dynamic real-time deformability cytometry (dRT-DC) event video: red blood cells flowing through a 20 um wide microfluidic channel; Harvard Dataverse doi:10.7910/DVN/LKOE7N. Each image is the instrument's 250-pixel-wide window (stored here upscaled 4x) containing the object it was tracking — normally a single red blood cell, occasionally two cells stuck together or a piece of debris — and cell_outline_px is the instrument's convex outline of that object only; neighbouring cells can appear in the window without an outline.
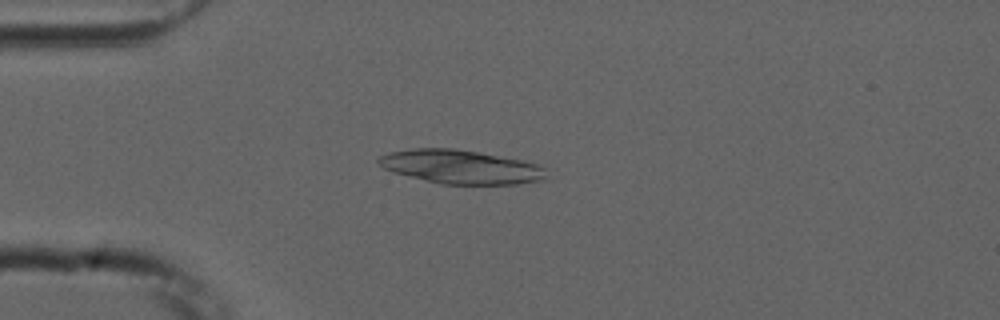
{"species": "common noctule bat (a hibernating species)", "species_latin": "Nyctalus noctula", "temperature_condition": "cold", "stored_images_in_passage": 53, "camera_frame_rate_fps": 3000, "um_per_image_px": 0.085, "animal": {"sex": "male", "forearm_length_mm": 52.5}, "frame": {"image": 1, "passage_image": 13, "time_ms": 4.0, "image_size_px": [1000, 320], "cell_outline_px": [[548, 176], [544, 180], [520, 184], [440, 184], [396, 172], [384, 168], [376, 160], [380, 156], [388, 152], [412, 148], [452, 148], [524, 160], [548, 168]], "centroid_in_image_um": [39.24, 14.18], "position_along_channel_um": 45.8, "area_um2": 33.06}}
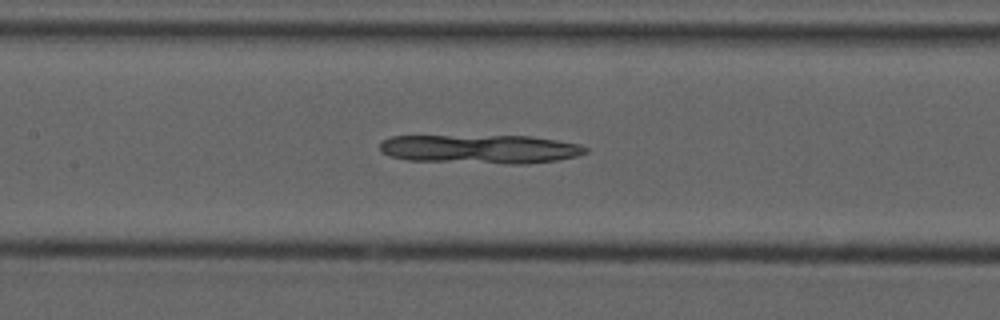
{"frame": {"image": 2, "passage_image": 24, "time_ms": 7.667, "image_size_px": [1000, 320], "cell_outline_px": [[588, 152], [576, 156], [556, 160], [524, 164], [512, 164], [408, 160], [392, 156], [380, 152], [380, 144], [384, 140], [392, 136], [532, 136], [580, 144], [588, 148]], "centroid_in_image_um": [40.85, 12.67], "position_along_channel_um": 166.6, "area_um2": 34.56}}
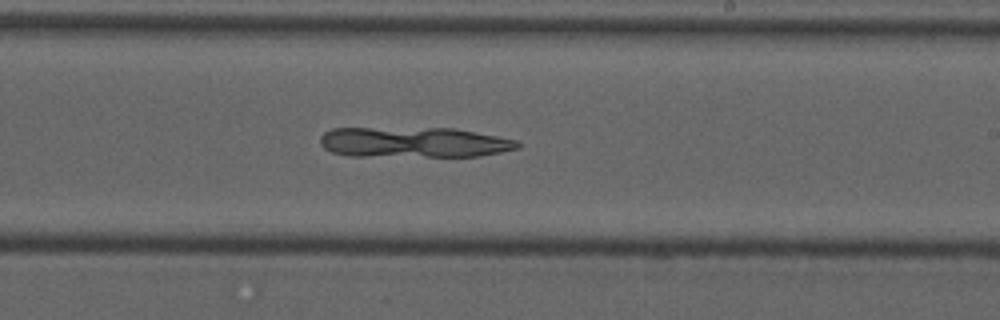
{"frame": {"image": 3, "passage_image": 31, "time_ms": 10.0, "image_size_px": [1000, 320], "cell_outline_px": [[520, 148], [480, 156], [348, 156], [332, 152], [324, 148], [320, 144], [320, 136], [324, 132], [332, 128], [452, 128], [496, 136], [516, 140], [520, 144]], "centroid_in_image_um": [35.13, 12.1], "position_along_channel_um": 253.9, "area_um2": 35.03}}